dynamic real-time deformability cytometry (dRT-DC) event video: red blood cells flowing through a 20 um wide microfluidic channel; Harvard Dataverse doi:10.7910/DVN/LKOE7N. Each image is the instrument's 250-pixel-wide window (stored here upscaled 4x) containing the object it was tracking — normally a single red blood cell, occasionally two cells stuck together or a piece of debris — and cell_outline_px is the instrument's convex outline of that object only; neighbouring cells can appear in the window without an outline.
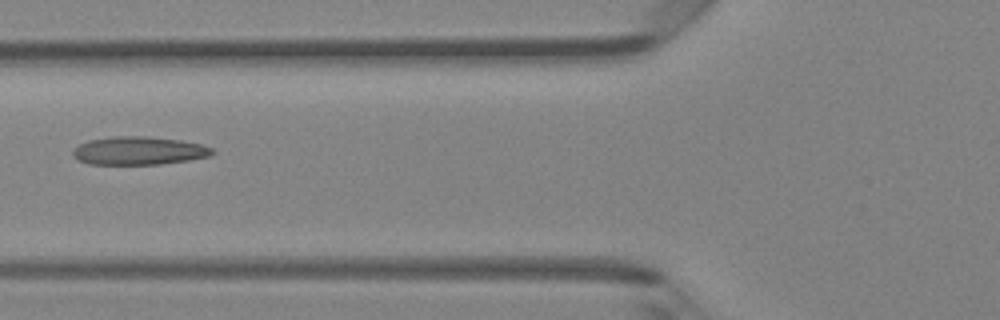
{"species": "Egyptian fruit bat (a non-hibernating species)", "species_latin": "Rousettus aegyptiacus", "temperature_condition": "room temperature", "stored_images_in_passage": 6, "camera_frame_rate_fps": 3000, "um_per_image_px": 0.085, "animal": {"sex": "female"}, "frame": {"image": 1, "passage_image": 6, "time_ms": 1.667, "image_size_px": [1000, 320], "cell_outline_px": [[216, 152], [212, 156], [188, 160], [160, 164], [88, 164], [76, 160], [72, 156], [72, 152], [80, 144], [88, 140], [112, 136], [144, 136], [180, 140], [200, 144], [212, 148]], "centroid_in_image_um": [11.79, 12.81], "position_along_channel_um": 114.0, "area_um2": 23.0}}